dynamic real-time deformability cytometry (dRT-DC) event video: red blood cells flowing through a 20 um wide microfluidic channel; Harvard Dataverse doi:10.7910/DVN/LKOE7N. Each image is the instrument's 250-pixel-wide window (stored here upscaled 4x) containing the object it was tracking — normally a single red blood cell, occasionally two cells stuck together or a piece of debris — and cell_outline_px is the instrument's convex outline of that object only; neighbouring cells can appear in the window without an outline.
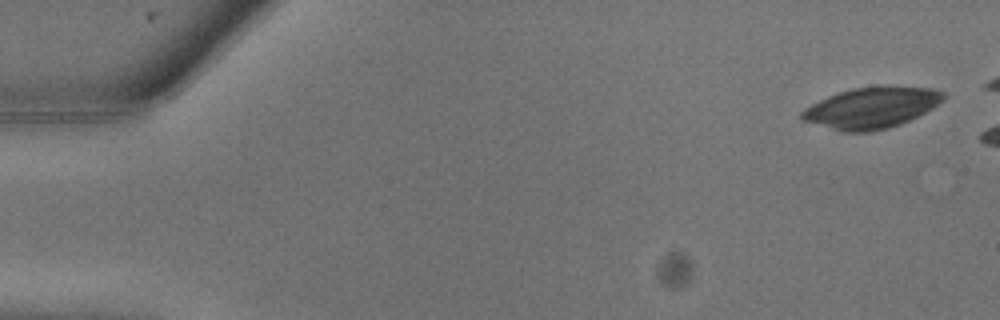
{"species": "common noctule bat (a hibernating species)", "species_latin": "Nyctalus noctula", "temperature_condition": "warm", "stored_images_in_passage": 9, "camera_frame_rate_fps": 3000, "um_per_image_px": 0.085, "animal": {"sex": "male", "body_mass_g": 13.3}, "frame": {"image": 1, "passage_image": 1, "time_ms": 0.0, "image_size_px": [1000, 320], "cell_outline_px": [[948, 96], [944, 100], [932, 108], [900, 124], [888, 128], [872, 132], [840, 132], [800, 120], [800, 112], [804, 108], [828, 96], [852, 88], [880, 84], [884, 84], [932, 88], [944, 92]], "centroid_in_image_um": [74.07, 9.14], "position_along_channel_um": 10.9, "area_um2": 34.56}}